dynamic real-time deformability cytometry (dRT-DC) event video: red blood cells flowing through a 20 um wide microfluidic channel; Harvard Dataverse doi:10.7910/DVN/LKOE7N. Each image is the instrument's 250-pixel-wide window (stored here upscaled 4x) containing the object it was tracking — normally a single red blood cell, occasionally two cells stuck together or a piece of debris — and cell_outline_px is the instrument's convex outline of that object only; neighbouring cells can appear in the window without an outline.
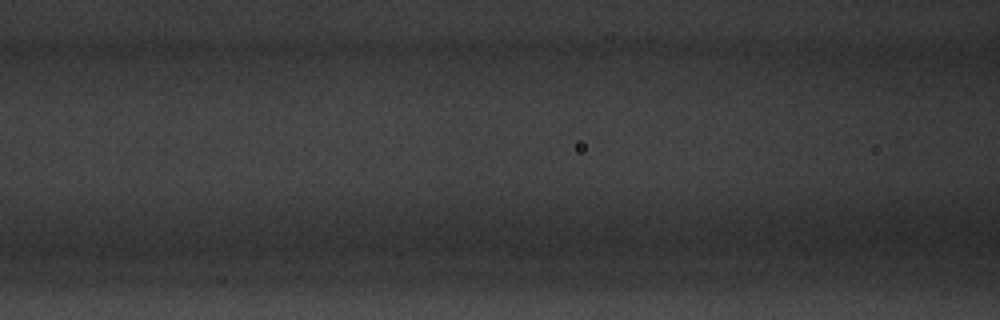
{"species": "common noctule bat (a hibernating species)", "species_latin": "Nyctalus noctula", "temperature_condition": "warm", "stored_images_in_passage": 8, "camera_frame_rate_fps": 3000, "um_per_image_px": 0.085, "animal": {"sex": "male", "body_mass_g": 20.1, "forearm_length_mm": 53.5}, "frame": {"image": 1, "passage_image": 7, "time_ms": 2.0, "image_size_px": [1000, 320], "cell_outline_px": [[636, 252], [584, 256], [440, 256], [416, 248], [420, 244], [452, 236], [588, 232], [620, 240], [636, 248]], "centroid_in_image_um": [44.86, 20.85], "position_along_channel_um": 121.7, "area_um2": 30.17}}